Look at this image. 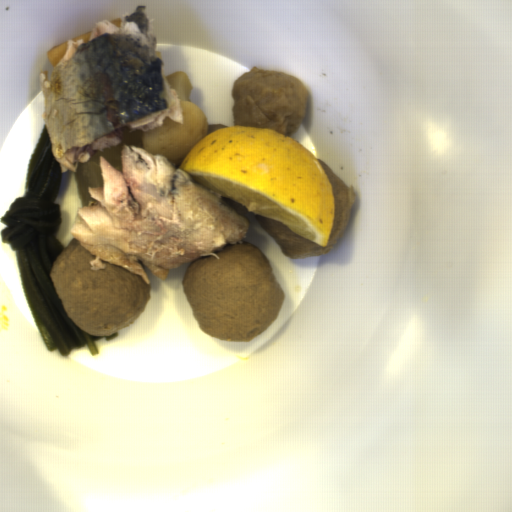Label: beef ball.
<instances>
[{
    "label": "beef ball",
    "mask_w": 512,
    "mask_h": 512,
    "mask_svg": "<svg viewBox=\"0 0 512 512\" xmlns=\"http://www.w3.org/2000/svg\"><path fill=\"white\" fill-rule=\"evenodd\" d=\"M306 113L307 88L285 72L251 67L234 82V126L264 127L289 138Z\"/></svg>",
    "instance_id": "beef-ball-3"
},
{
    "label": "beef ball",
    "mask_w": 512,
    "mask_h": 512,
    "mask_svg": "<svg viewBox=\"0 0 512 512\" xmlns=\"http://www.w3.org/2000/svg\"><path fill=\"white\" fill-rule=\"evenodd\" d=\"M324 170L334 196V217L326 246L318 245L295 234L288 226L274 219L255 214L260 226L274 239L281 252L290 260L315 259L338 248L341 244L352 214L354 188L336 175L320 159H316Z\"/></svg>",
    "instance_id": "beef-ball-4"
},
{
    "label": "beef ball",
    "mask_w": 512,
    "mask_h": 512,
    "mask_svg": "<svg viewBox=\"0 0 512 512\" xmlns=\"http://www.w3.org/2000/svg\"><path fill=\"white\" fill-rule=\"evenodd\" d=\"M224 128H229L228 126H225V125H221V124H207V132H206V136L212 134L213 132L219 130V129H224Z\"/></svg>",
    "instance_id": "beef-ball-5"
},
{
    "label": "beef ball",
    "mask_w": 512,
    "mask_h": 512,
    "mask_svg": "<svg viewBox=\"0 0 512 512\" xmlns=\"http://www.w3.org/2000/svg\"><path fill=\"white\" fill-rule=\"evenodd\" d=\"M214 253L218 258L200 256L186 266L188 304L207 334L248 342L278 319L284 292L261 248L241 241Z\"/></svg>",
    "instance_id": "beef-ball-1"
},
{
    "label": "beef ball",
    "mask_w": 512,
    "mask_h": 512,
    "mask_svg": "<svg viewBox=\"0 0 512 512\" xmlns=\"http://www.w3.org/2000/svg\"><path fill=\"white\" fill-rule=\"evenodd\" d=\"M95 257L74 238L51 267L49 278L69 317L84 332L110 336L140 319L151 288L141 277L103 262L91 270Z\"/></svg>",
    "instance_id": "beef-ball-2"
}]
</instances>
